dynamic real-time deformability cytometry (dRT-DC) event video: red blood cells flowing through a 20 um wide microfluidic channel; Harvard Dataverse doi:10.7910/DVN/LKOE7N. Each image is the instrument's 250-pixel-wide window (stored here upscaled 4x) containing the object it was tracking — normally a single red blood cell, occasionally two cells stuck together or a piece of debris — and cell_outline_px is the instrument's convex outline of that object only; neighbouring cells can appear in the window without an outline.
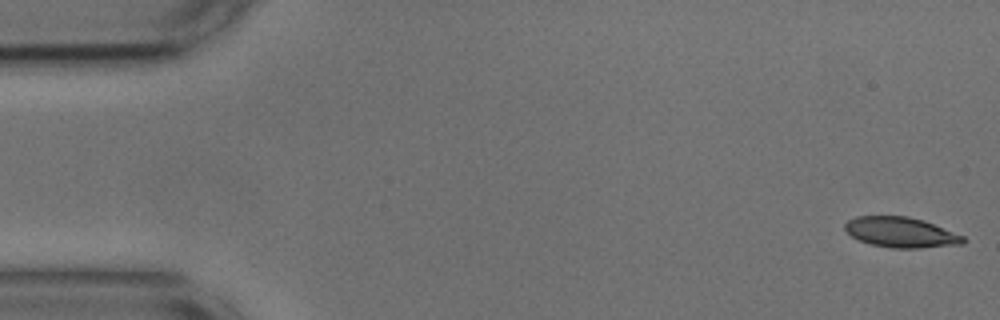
{"species": "common noctule bat (a hibernating species)", "species_latin": "Nyctalus noctula", "temperature_condition": "cold", "stored_images_in_passage": 5, "camera_frame_rate_fps": 3000, "um_per_image_px": 0.085, "animal": {"sex": "male", "body_mass_g": 17.9, "forearm_length_mm": 54.2}, "frame": {"image": 1, "passage_image": 1, "time_ms": 0.0, "image_size_px": [1000, 320], "cell_outline_px": [[968, 240], [964, 244], [920, 248], [892, 248], [872, 244], [860, 240], [852, 236], [844, 228], [844, 224], [848, 220], [856, 216], [908, 216], [924, 220], [964, 236]], "centroid_in_image_um": [76.61, 19.74], "position_along_channel_um": 8.4, "area_um2": 20.92}}
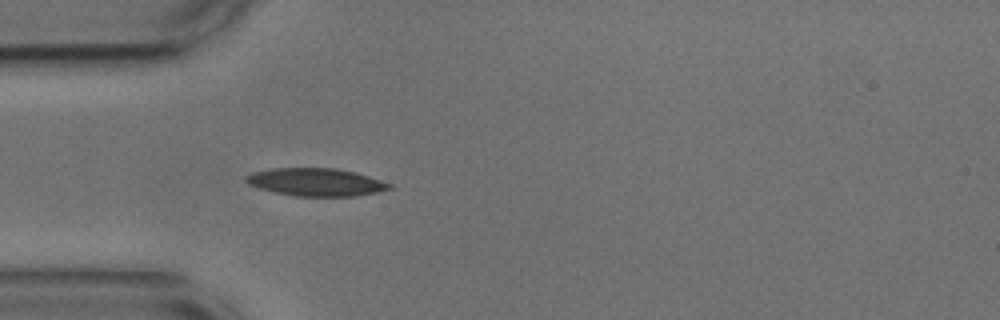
{"frame": {"image": 2, "passage_image": 5, "time_ms": 1.333, "image_size_px": [1000, 320], "cell_outline_px": [[392, 188], [376, 192], [356, 196], [296, 196], [276, 192], [260, 188], [248, 184], [244, 180], [244, 176], [252, 172], [272, 168], [336, 168], [356, 172], [392, 184]], "centroid_in_image_um": [26.83, 15.47], "position_along_channel_um": 58.2, "area_um2": 23.18}}